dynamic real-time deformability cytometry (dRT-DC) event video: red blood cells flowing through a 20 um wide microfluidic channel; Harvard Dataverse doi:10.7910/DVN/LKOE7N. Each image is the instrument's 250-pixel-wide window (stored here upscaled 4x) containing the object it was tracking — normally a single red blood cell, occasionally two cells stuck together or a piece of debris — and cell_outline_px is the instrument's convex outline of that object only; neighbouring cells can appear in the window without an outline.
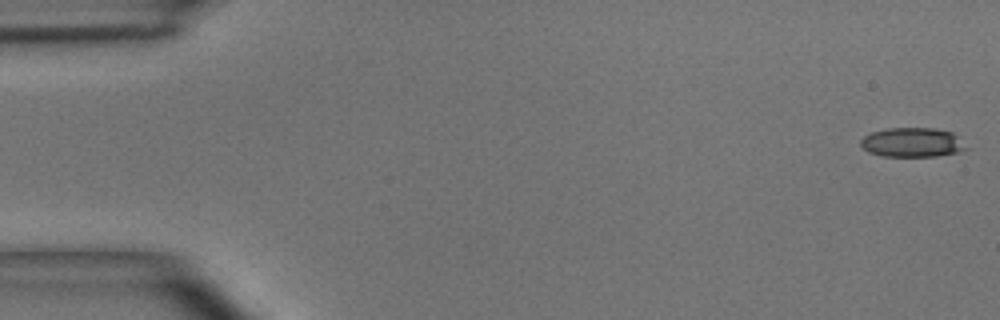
{"species": "common noctule bat (a hibernating species)", "species_latin": "Nyctalus noctula", "temperature_condition": "room temperature", "stored_images_in_passage": 49, "camera_frame_rate_fps": 3000, "um_per_image_px": 0.085, "animal": {"sex": "male", "body_mass_g": 15.6}, "frame": {"image": 1, "passage_image": 1, "time_ms": 0.0, "image_size_px": [1000, 320], "cell_outline_px": [[972, 148], [960, 152], [936, 156], [884, 156], [868, 152], [860, 144], [860, 140], [864, 136], [872, 132], [888, 128], [936, 128], [952, 132]], "centroid_in_image_um": [77.61, 12.1], "position_along_channel_um": 7.4, "area_um2": 18.26}}
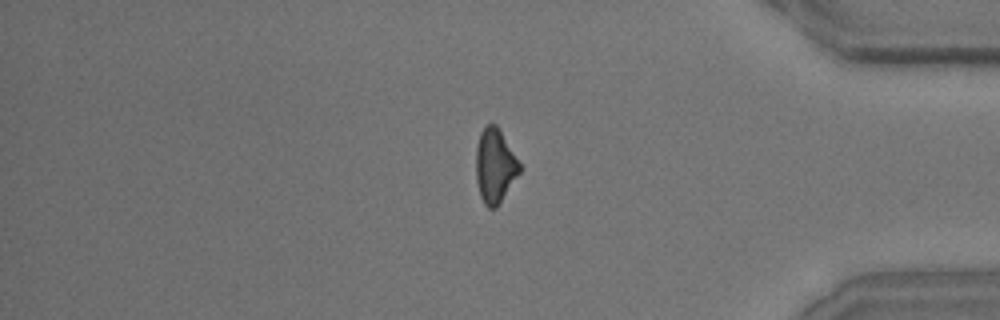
{"frame": {"image": 2, "passage_image": 41, "time_ms": 13.333, "image_size_px": [1000, 320], "cell_outline_px": [[520, 172], [496, 208], [488, 208], [484, 204], [480, 196], [476, 180], [476, 144], [480, 132], [484, 124], [496, 124], [520, 164]], "centroid_in_image_um": [42.03, 14.09], "position_along_channel_um": 393.2, "area_um2": 18.73}}
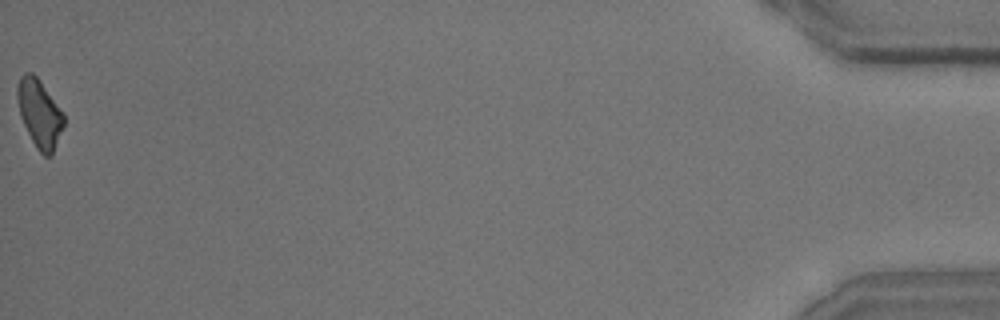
{"frame": {"image": 3, "passage_image": 49, "time_ms": 16.0, "image_size_px": [1000, 320], "cell_outline_px": [[64, 128], [52, 156], [44, 156], [36, 148], [20, 116], [16, 96], [16, 92], [20, 76], [24, 72], [32, 72], [40, 80], [64, 112]], "centroid_in_image_um": [3.38, 9.64], "position_along_channel_um": 431.8, "area_um2": 18.67}, "authors_computed_cell_mechanics": {"area_um2": 19.363, "velocity_mm_per_s": 4.0924, "shape_relaxation_time_tau1_ms": null, "shape_relaxation_time_tau2_ms": 4.1679, "deformation_change_tau1": null, "deformation_change_tau2": 0.1527}}